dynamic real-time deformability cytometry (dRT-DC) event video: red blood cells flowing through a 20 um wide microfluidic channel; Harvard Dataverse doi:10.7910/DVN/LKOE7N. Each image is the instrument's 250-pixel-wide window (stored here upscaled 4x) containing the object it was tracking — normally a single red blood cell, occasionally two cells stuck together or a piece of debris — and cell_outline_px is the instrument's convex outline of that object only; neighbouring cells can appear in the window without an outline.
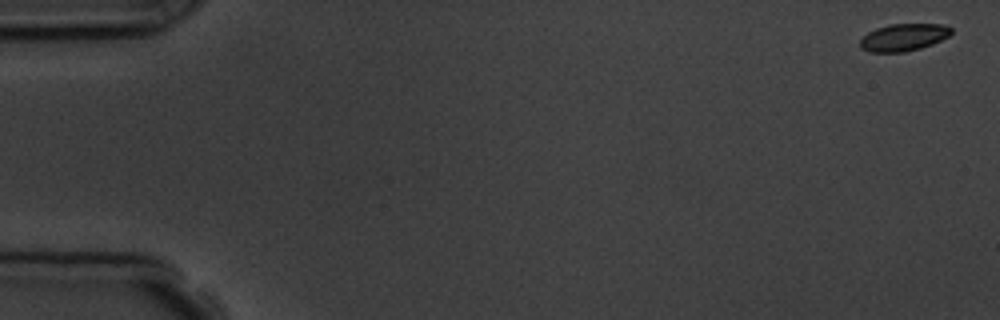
{"species": "common noctule bat (a hibernating species)", "species_latin": "Nyctalus noctula", "temperature_condition": "room temperature", "stored_images_in_passage": 9, "camera_frame_rate_fps": 3000, "um_per_image_px": 0.085, "animal": {"sex": "male", "body_mass_g": 19.5, "forearm_length_mm": 54.6}, "frame": {"image": 1, "passage_image": 1, "time_ms": 0.0, "image_size_px": [1000, 320], "cell_outline_px": [[952, 32], [948, 36], [932, 44], [920, 48], [904, 52], [868, 52], [860, 48], [860, 40], [868, 32], [876, 28], [888, 24], [944, 24], [952, 28]], "centroid_in_image_um": [76.79, 3.17], "position_along_channel_um": 8.2, "area_um2": 14.51}}
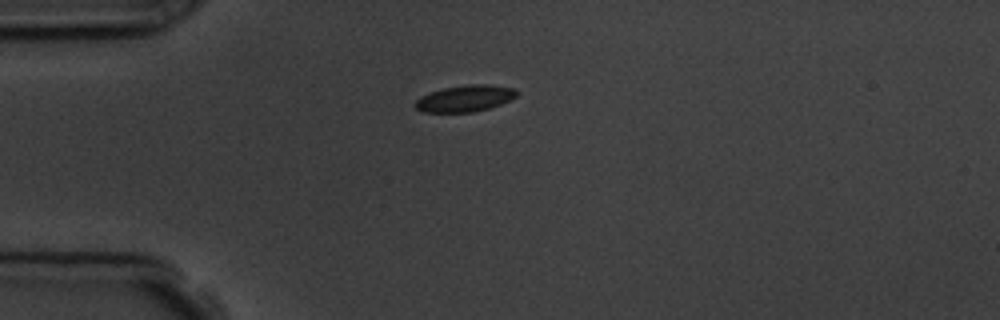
{"frame": {"image": 2, "passage_image": 4, "time_ms": 4.333, "image_size_px": [1000, 320], "cell_outline_px": [[520, 92], [516, 96], [500, 104], [488, 108], [472, 112], [424, 112], [416, 108], [412, 104], [420, 96], [428, 92], [444, 88], [468, 84], [492, 84], [516, 88]], "centroid_in_image_um": [39.52, 8.35], "position_along_channel_um": 45.5, "area_um2": 15.84}}